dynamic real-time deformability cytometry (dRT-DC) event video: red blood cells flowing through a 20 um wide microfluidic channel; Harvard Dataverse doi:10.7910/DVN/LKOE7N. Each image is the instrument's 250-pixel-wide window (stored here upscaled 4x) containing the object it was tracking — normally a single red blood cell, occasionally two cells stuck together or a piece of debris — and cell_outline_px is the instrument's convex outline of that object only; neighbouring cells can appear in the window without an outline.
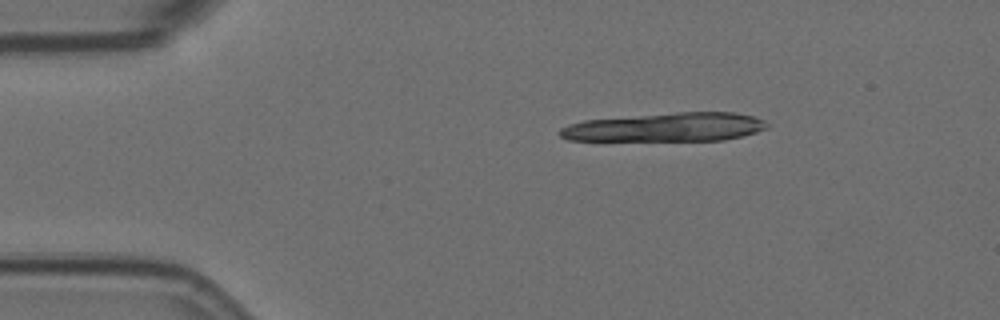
{"species": "Egyptian fruit bat (a non-hibernating species)", "species_latin": "Rousettus aegyptiacus", "temperature_condition": "room temperature", "stored_images_in_passage": 14, "camera_frame_rate_fps": 3000, "um_per_image_px": 0.085, "animal": {"sex": "female"}, "frame": {"image": 1, "passage_image": 1, "time_ms": 0.0, "image_size_px": [1000, 320], "cell_outline_px": [[768, 128], [756, 132], [724, 140], [568, 140], [560, 136], [556, 132], [560, 128], [568, 124], [584, 120], [676, 112], [736, 112], [752, 116], [764, 120], [768, 124]], "centroid_in_image_um": [56.58, 10.8], "position_along_channel_um": 28.4, "area_um2": 34.62}}
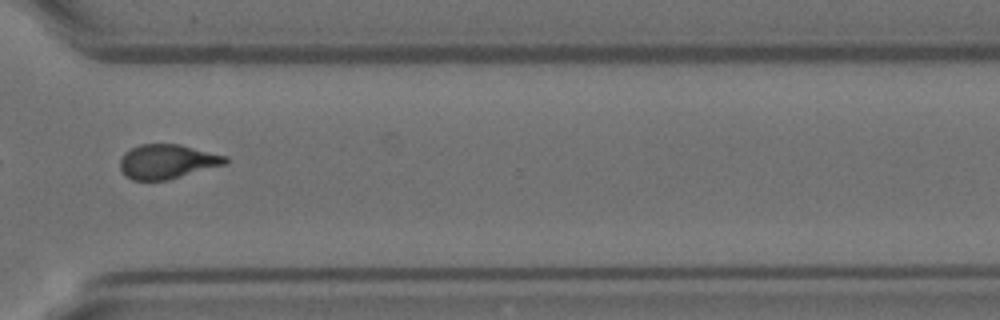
{"frame": {"image": 2, "passage_image": 10, "time_ms": 3.0, "image_size_px": [1000, 320], "cell_outline_px": [[228, 164], [168, 180], [132, 180], [124, 176], [120, 168], [120, 160], [124, 152], [140, 144], [180, 144], [228, 156]], "centroid_in_image_um": [14.23, 13.74], "position_along_channel_um": 356.4, "area_um2": 21.39}}
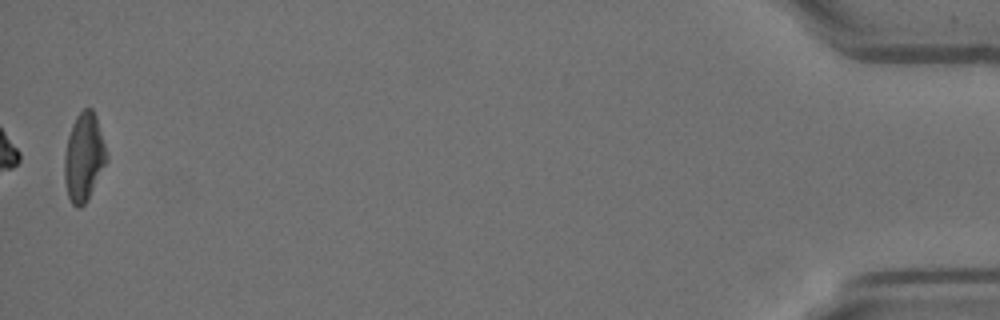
{"frame": {"image": 3, "passage_image": 14, "time_ms": 4.333, "image_size_px": [1000, 320], "cell_outline_px": [[108, 160], [88, 200], [80, 208], [76, 208], [72, 204], [68, 196], [64, 180], [64, 156], [68, 136], [72, 124], [76, 116], [84, 108], [92, 108], [96, 116], [108, 156]], "centroid_in_image_um": [7.13, 13.38], "position_along_channel_um": 428.1, "area_um2": 21.79}}